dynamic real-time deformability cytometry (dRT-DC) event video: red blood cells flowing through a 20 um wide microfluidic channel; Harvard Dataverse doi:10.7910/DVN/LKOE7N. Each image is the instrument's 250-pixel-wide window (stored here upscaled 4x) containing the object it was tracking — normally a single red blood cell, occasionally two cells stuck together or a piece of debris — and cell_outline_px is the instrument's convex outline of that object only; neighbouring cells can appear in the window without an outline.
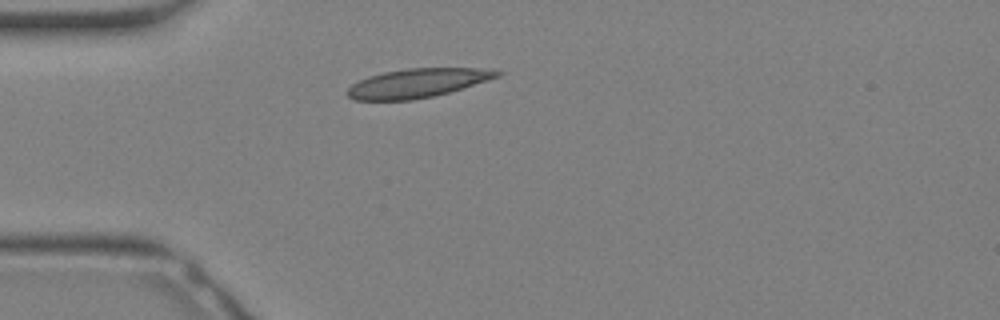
{"species": "Egyptian fruit bat (a non-hibernating species)", "species_latin": "Rousettus aegyptiacus", "temperature_condition": "warm", "stored_images_in_passage": 4, "camera_frame_rate_fps": 3000, "um_per_image_px": 0.085, "animal": {"sex": "female"}, "frame": {"image": 1, "passage_image": 1, "time_ms": 0.0, "image_size_px": [1000, 320], "cell_outline_px": [[504, 72], [500, 76], [448, 92], [432, 96], [412, 100], [356, 100], [348, 96], [344, 92], [352, 84], [368, 76], [384, 72], [408, 68], [476, 68]], "centroid_in_image_um": [35.42, 7.06], "position_along_channel_um": 49.6, "area_um2": 24.97}}
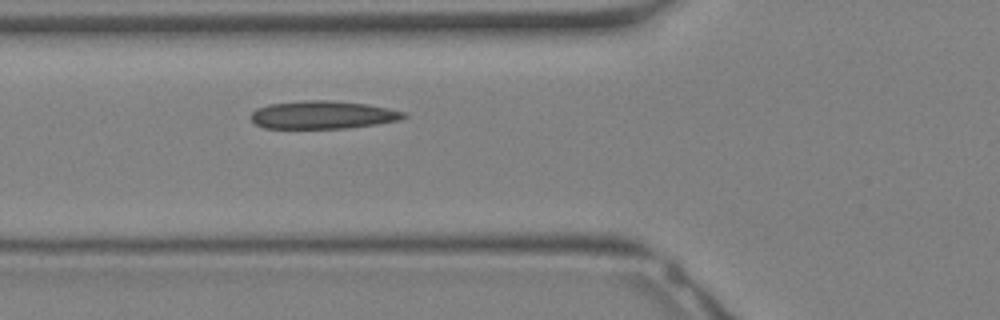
{"frame": {"image": 2, "passage_image": 4, "time_ms": 1.0, "image_size_px": [1000, 320], "cell_outline_px": [[408, 116], [400, 120], [376, 124], [348, 128], [264, 128], [256, 124], [252, 120], [252, 112], [256, 108], [268, 104], [300, 100], [328, 100], [368, 104], [408, 112]], "centroid_in_image_um": [27.47, 9.75], "position_along_channel_um": 98.3, "area_um2": 25.09}}